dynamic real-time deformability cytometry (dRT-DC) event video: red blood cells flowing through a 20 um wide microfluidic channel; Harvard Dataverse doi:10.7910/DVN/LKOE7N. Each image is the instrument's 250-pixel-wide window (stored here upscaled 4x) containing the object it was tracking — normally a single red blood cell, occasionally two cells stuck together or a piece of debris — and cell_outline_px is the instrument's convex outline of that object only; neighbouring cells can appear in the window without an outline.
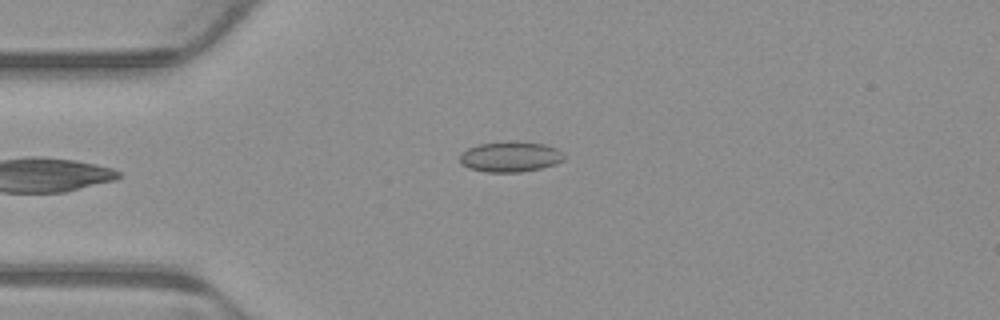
{"species": "common noctule bat (a hibernating species)", "species_latin": "Nyctalus noctula", "temperature_condition": "warm", "stored_images_in_passage": 2, "camera_frame_rate_fps": 3000, "um_per_image_px": 0.085, "animal": {"sex": "male", "body_mass_g": 23.1, "forearm_length_mm": 52.7}, "frame": {"image": 1, "passage_image": 2, "time_ms": 0.333, "image_size_px": [1000, 320], "cell_outline_px": [[564, 160], [556, 164], [540, 168], [520, 172], [484, 172], [468, 168], [460, 164], [460, 156], [468, 148], [480, 144], [544, 144], [556, 148], [564, 152]], "centroid_in_image_um": [43.38, 13.38], "position_along_channel_um": 41.6, "area_um2": 17.74}}